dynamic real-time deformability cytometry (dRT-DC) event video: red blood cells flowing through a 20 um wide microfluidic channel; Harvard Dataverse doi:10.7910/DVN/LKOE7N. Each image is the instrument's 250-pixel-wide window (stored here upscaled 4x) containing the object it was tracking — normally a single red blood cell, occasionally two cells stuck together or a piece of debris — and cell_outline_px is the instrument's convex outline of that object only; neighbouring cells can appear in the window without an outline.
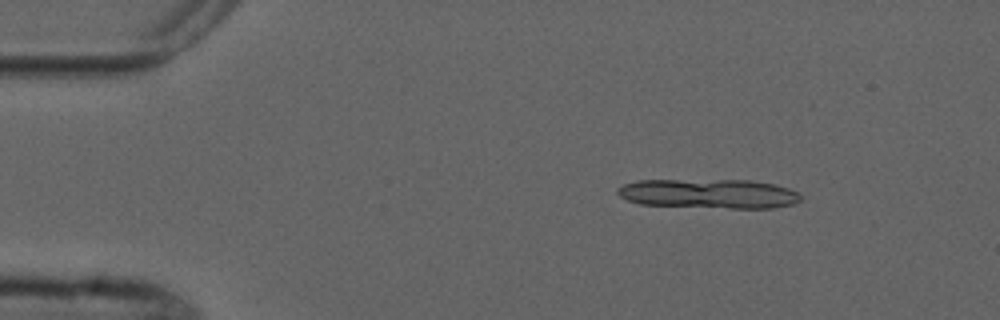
{"species": "common noctule bat (a hibernating species)", "species_latin": "Nyctalus noctula", "temperature_condition": "cold", "stored_images_in_passage": 8, "segment_of_instrument_passage": [1, 2], "camera_frame_rate_fps": 3000, "um_per_image_px": 0.085, "animal": {"sex": "male", "forearm_length_mm": 52.5}, "frame": {"image": 1, "passage_image": 1, "time_ms": 0.0, "image_size_px": [1000, 320], "cell_outline_px": [[800, 200], [796, 204], [772, 208], [728, 208], [640, 204], [628, 200], [620, 196], [616, 192], [616, 188], [624, 184], [636, 180], [752, 180], [776, 184], [788, 188], [796, 192], [800, 196]], "centroid_in_image_um": [60.26, 16.46], "position_along_channel_um": 24.7, "area_um2": 31.56}}